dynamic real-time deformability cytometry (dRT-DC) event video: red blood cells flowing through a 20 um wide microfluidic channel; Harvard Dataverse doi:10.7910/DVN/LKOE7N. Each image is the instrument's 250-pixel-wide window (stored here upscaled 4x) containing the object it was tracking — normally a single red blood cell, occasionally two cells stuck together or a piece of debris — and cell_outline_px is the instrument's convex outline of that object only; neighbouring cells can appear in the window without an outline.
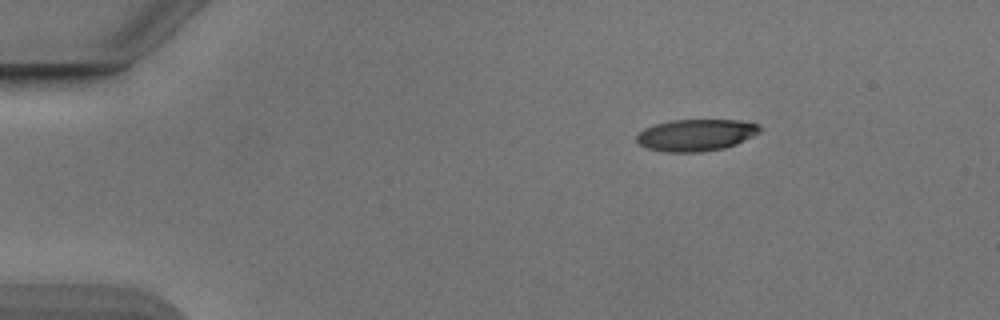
{"species": "Egyptian fruit bat (a non-hibernating species)", "species_latin": "Rousettus aegyptiacus", "temperature_condition": "cold", "stored_images_in_passage": 46, "camera_frame_rate_fps": 3000, "um_per_image_px": 0.085, "animal": {"sex": "male"}, "frame": {"image": 1, "passage_image": 1, "time_ms": 0.0, "image_size_px": [1000, 320], "cell_outline_px": [[764, 128], [760, 132], [736, 144], [724, 148], [700, 152], [664, 152], [648, 148], [640, 144], [636, 140], [636, 136], [644, 128], [656, 124], [672, 120], [740, 120], [760, 124]], "centroid_in_image_um": [59.19, 11.47], "position_along_channel_um": 25.8, "area_um2": 22.89}}
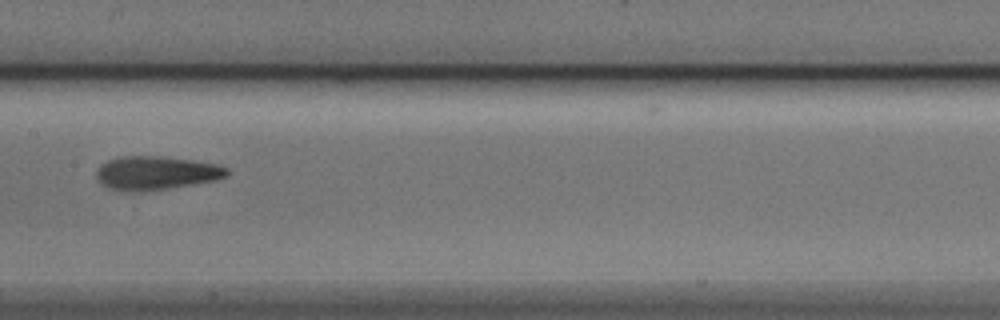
{"frame": {"image": 2, "passage_image": 20, "time_ms": 6.333, "image_size_px": [1000, 320], "cell_outline_px": [[228, 176], [216, 180], [168, 188], [140, 192], [132, 192], [108, 188], [100, 184], [96, 176], [96, 172], [100, 164], [108, 160], [120, 156], [160, 156], [196, 160], [220, 164], [228, 168]], "centroid_in_image_um": [13.27, 14.69], "position_along_channel_um": 194.1, "area_um2": 25.89}}
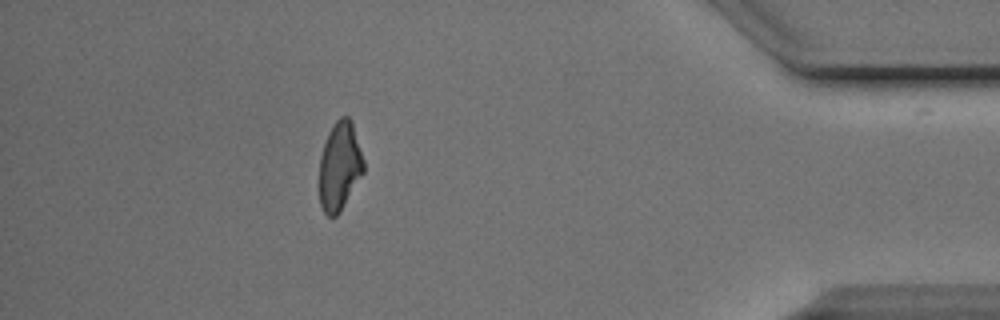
{"frame": {"image": 3, "passage_image": 40, "time_ms": 13.0, "image_size_px": [1000, 320], "cell_outline_px": [[364, 172], [340, 212], [336, 216], [328, 216], [324, 212], [320, 204], [320, 156], [328, 132], [332, 124], [340, 116], [348, 116], [352, 120], [364, 160]], "centroid_in_image_um": [28.88, 14.1], "position_along_channel_um": 406.3, "area_um2": 22.95}, "authors_computed_cell_mechanics": {"area_um2": 24.1893, "velocity_mm_per_s": 3.8818, "shape_relaxation_time_tau1_ms": 4.5243, "shape_relaxation_time_tau2_ms": 3.6172, "deformation_change_tau1": 0.1811, "deformation_change_tau2": 0.081}}